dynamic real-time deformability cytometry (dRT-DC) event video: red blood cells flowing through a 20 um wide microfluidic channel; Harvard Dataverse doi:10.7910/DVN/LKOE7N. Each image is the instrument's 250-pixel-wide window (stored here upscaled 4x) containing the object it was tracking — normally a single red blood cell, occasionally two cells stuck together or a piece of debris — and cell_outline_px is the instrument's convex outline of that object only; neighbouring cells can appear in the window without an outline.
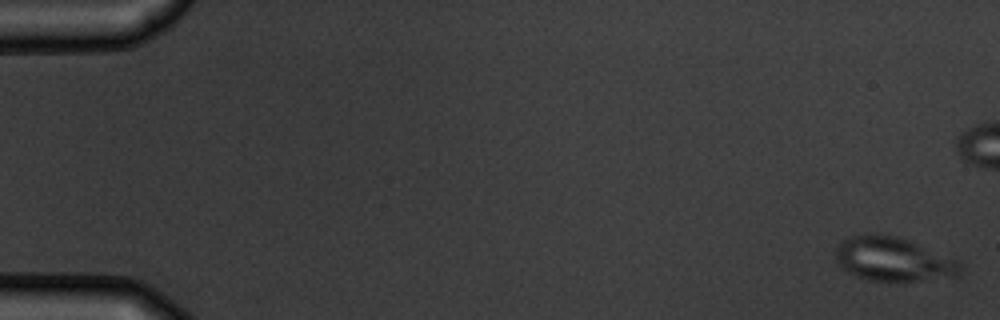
{"species": "common noctule bat (a hibernating species)", "species_latin": "Nyctalus noctula", "temperature_condition": "warm", "stored_images_in_passage": 8, "camera_frame_rate_fps": 3000, "um_per_image_px": 0.085, "animal": {"sex": "male", "body_mass_g": 19.5, "forearm_length_mm": 54.6}, "frame": {"image": 1, "passage_image": 1, "time_ms": 0.0, "image_size_px": [1000, 320], "cell_outline_px": [[960, 276], [916, 280], [868, 280], [856, 276], [840, 268], [836, 260], [836, 248], [844, 240], [852, 236], [896, 236], [908, 240], [960, 260]], "centroid_in_image_um": [75.95, 22.06], "position_along_channel_um": 9.0, "area_um2": 31.21}}